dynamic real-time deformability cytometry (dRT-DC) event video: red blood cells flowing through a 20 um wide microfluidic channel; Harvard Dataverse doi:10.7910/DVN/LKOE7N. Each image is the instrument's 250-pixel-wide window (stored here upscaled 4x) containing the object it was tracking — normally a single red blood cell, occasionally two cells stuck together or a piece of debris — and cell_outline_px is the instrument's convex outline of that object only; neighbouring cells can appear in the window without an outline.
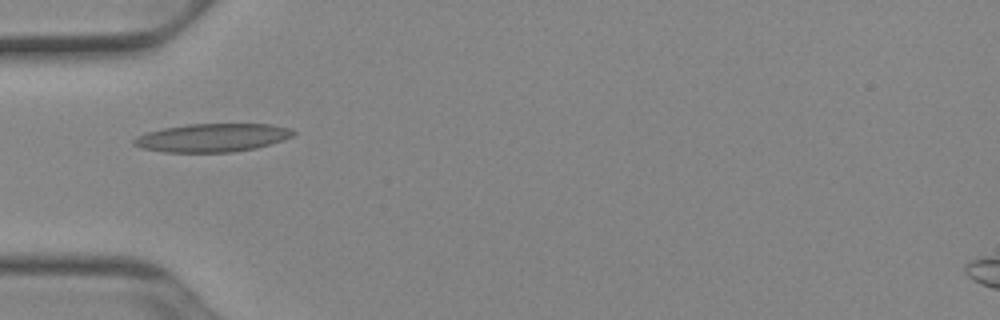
{"species": "Egyptian fruit bat (a non-hibernating species)", "species_latin": "Rousettus aegyptiacus", "temperature_condition": "cold", "stored_images_in_passage": 35, "camera_frame_rate_fps": 3000, "um_per_image_px": 0.085, "animal": {"sex": "female"}, "frame": {"image": 1, "passage_image": 1, "time_ms": 0.0, "image_size_px": [1000, 320], "cell_outline_px": [[296, 132], [292, 136], [284, 140], [256, 148], [232, 152], [164, 152], [140, 148], [132, 144], [132, 140], [136, 136], [148, 132], [164, 128], [188, 124], [272, 124], [292, 128]], "centroid_in_image_um": [18.06, 11.7], "position_along_channel_um": 66.9, "area_um2": 26.41}, "authors_computed_cell_mechanics": {"area_um2": 17.9758, "velocity_mm_per_s": 3.9078, "shape_relaxation_time_tau1_ms": null, "shape_relaxation_time_tau2_ms": 6.1078, "deformation_change_tau1": null, "deformation_change_tau2": 0.1299}}